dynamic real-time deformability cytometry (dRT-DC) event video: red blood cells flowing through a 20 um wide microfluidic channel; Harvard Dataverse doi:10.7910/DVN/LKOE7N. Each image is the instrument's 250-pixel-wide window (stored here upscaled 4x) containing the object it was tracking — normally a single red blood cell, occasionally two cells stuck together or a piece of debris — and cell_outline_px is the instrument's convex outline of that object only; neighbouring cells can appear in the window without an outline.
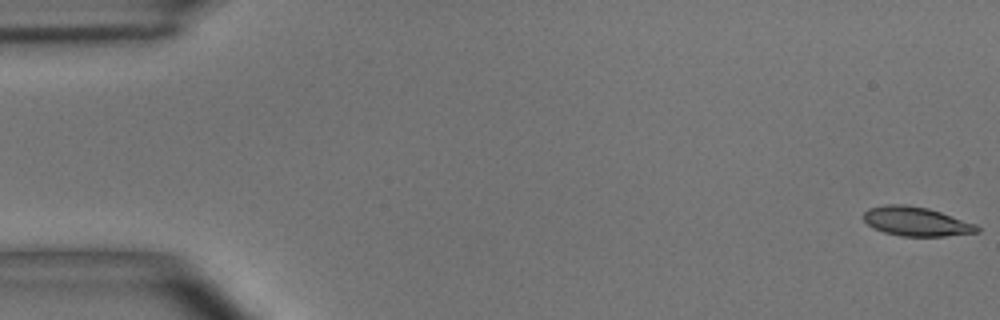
{"species": "common noctule bat (a hibernating species)", "species_latin": "Nyctalus noctula", "temperature_condition": "room temperature", "stored_images_in_passage": 50, "camera_frame_rate_fps": 3000, "um_per_image_px": 0.085, "animal": {"sex": "male", "body_mass_g": 15.6}, "frame": {"image": 1, "passage_image": 1, "time_ms": 0.0, "image_size_px": [1000, 320], "cell_outline_px": [[980, 232], [944, 236], [900, 236], [884, 232], [872, 228], [864, 220], [864, 212], [868, 208], [884, 204], [904, 204], [928, 208], [976, 224], [980, 228]], "centroid_in_image_um": [77.86, 18.82], "position_along_channel_um": 7.1, "area_um2": 19.31}}
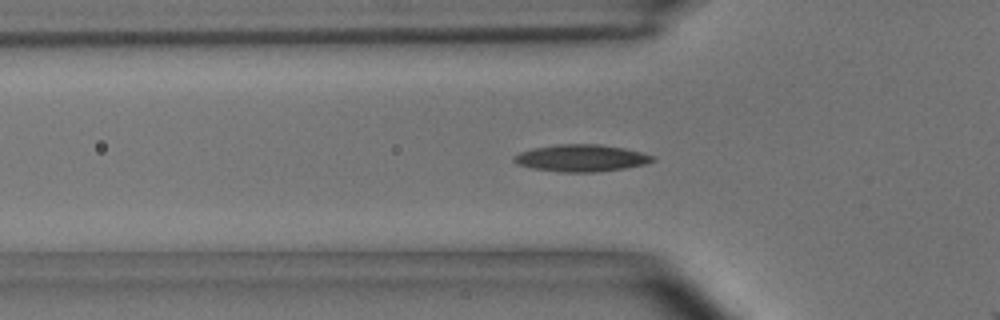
{"frame": {"image": 2, "passage_image": 18, "time_ms": 5.667, "image_size_px": [1000, 320], "cell_outline_px": [[656, 160], [644, 164], [624, 168], [596, 172], [560, 172], [532, 168], [516, 164], [512, 160], [512, 156], [520, 152], [532, 148], [556, 144], [600, 144], [624, 148], [656, 156]], "centroid_in_image_um": [49.37, 13.43], "position_along_channel_um": 76.4, "area_um2": 21.96}}
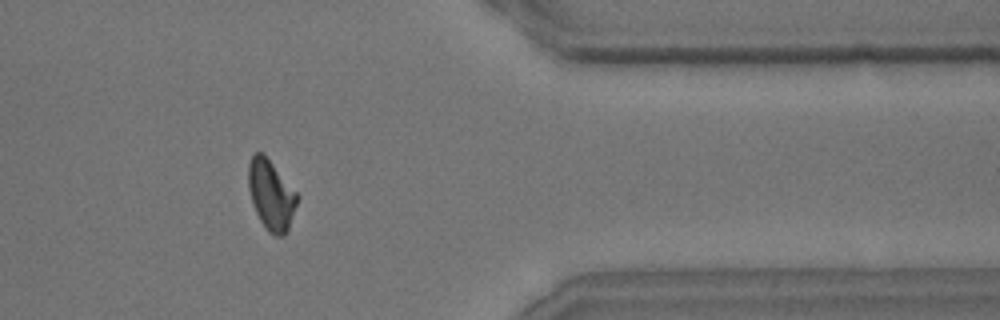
{"frame": {"image": 3, "passage_image": 45, "time_ms": 14.667, "image_size_px": [1000, 320], "cell_outline_px": [[300, 196], [288, 232], [284, 236], [276, 236], [268, 232], [260, 220], [252, 204], [248, 188], [248, 164], [252, 156], [256, 152], [260, 152], [272, 164]], "centroid_in_image_um": [23.05, 16.63], "position_along_channel_um": 388.3, "area_um2": 19.88}}